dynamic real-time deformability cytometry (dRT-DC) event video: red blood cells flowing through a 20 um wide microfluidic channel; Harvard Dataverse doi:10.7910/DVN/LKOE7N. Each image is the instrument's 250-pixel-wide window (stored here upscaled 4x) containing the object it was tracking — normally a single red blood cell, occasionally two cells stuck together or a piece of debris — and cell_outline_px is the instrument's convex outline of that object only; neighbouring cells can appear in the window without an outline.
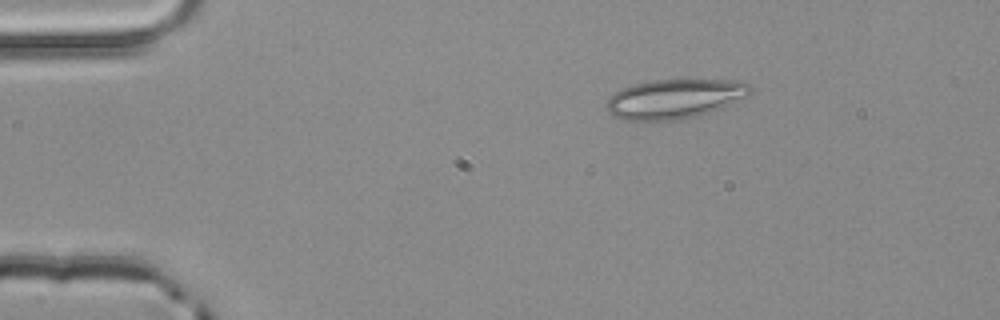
{"species": "common noctule bat (a hibernating species)", "species_latin": "Nyctalus noctula", "temperature_condition": "room temperature", "stored_images_in_passage": 3, "camera_frame_rate_fps": 3000, "um_per_image_px": 0.085, "animal": {"sex": "male", "body_mass_g": 20.4}, "frame": {"image": 1, "passage_image": 1, "time_ms": 0.0, "image_size_px": [1000, 320], "cell_outline_px": [[752, 92], [748, 96], [720, 108], [696, 116], [680, 120], [620, 120], [612, 116], [608, 112], [608, 100], [620, 88], [632, 84], [652, 80], [748, 80], [752, 88]], "centroid_in_image_um": [57.37, 8.39], "position_along_channel_um": 27.6, "area_um2": 33.18}}